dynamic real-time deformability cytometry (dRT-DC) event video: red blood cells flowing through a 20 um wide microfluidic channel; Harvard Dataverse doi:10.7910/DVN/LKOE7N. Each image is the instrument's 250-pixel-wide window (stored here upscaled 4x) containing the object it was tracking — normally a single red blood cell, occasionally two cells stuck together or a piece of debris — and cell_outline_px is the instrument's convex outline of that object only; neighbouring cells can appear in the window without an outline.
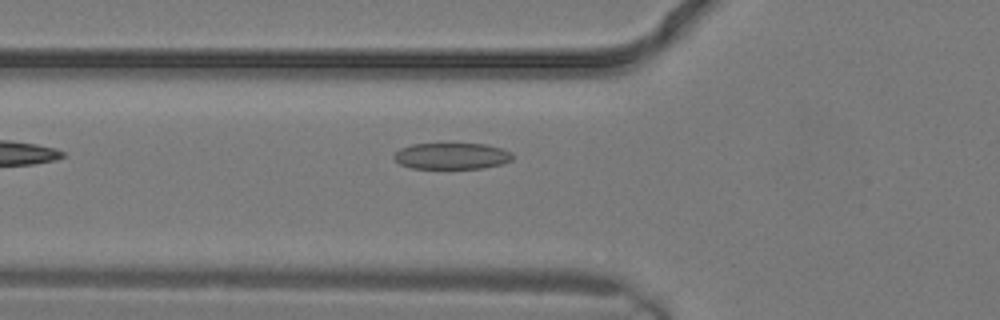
{"species": "common noctule bat (a hibernating species)", "species_latin": "Nyctalus noctula", "temperature_condition": "warm", "stored_images_in_passage": 3, "camera_frame_rate_fps": 3000, "um_per_image_px": 0.085, "animal": {"sex": "male", "body_mass_g": 19.2, "forearm_length_mm": 51.8}, "frame": {"image": 1, "passage_image": 3, "time_ms": 0.667, "image_size_px": [1000, 320], "cell_outline_px": [[512, 160], [504, 164], [484, 168], [412, 168], [400, 164], [392, 156], [400, 148], [412, 144], [484, 144], [500, 148], [512, 152]], "centroid_in_image_um": [38.41, 13.26], "position_along_channel_um": 87.4, "area_um2": 18.15}}